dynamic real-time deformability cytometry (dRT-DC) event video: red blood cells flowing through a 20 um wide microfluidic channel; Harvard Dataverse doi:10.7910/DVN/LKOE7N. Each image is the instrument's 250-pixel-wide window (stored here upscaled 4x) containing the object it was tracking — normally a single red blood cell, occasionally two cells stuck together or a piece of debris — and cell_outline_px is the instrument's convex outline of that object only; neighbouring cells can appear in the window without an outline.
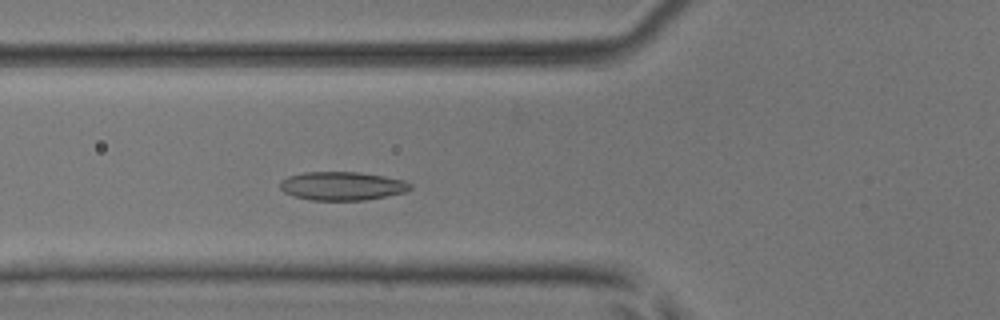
{"species": "common noctule bat (a hibernating species)", "species_latin": "Nyctalus noctula", "temperature_condition": "room temperature", "stored_images_in_passage": 47, "camera_frame_rate_fps": 3000, "um_per_image_px": 0.085, "animal": {"sex": "male", "body_mass_g": 17.9, "forearm_length_mm": 54.2}, "frame": {"image": 1, "passage_image": 15, "time_ms": 4.667, "image_size_px": [1000, 320], "cell_outline_px": [[412, 188], [404, 192], [364, 200], [312, 200], [296, 196], [284, 192], [280, 188], [280, 180], [288, 176], [304, 172], [360, 172], [384, 176], [404, 180], [412, 184]], "centroid_in_image_um": [29.08, 15.8], "position_along_channel_um": 96.7, "area_um2": 21.56}}
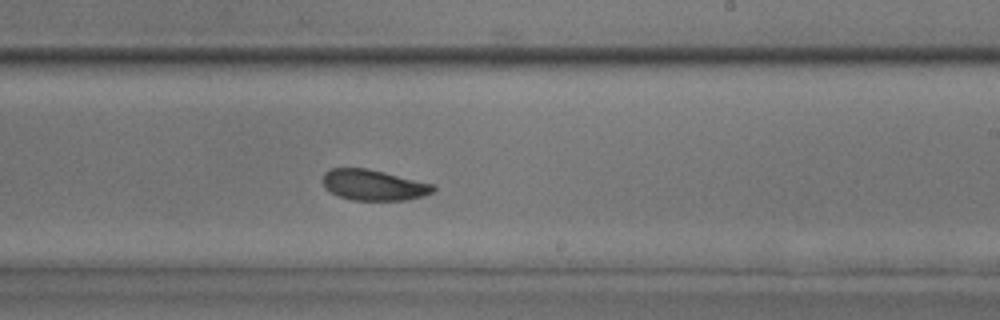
{"frame": {"image": 2, "passage_image": 27, "time_ms": 8.667, "image_size_px": [1000, 320], "cell_outline_px": [[436, 188], [432, 192], [424, 196], [404, 200], [352, 200], [336, 196], [324, 188], [324, 172], [332, 168], [368, 168], [436, 184]], "centroid_in_image_um": [31.77, 15.73], "position_along_channel_um": 257.2, "area_um2": 20.0}}
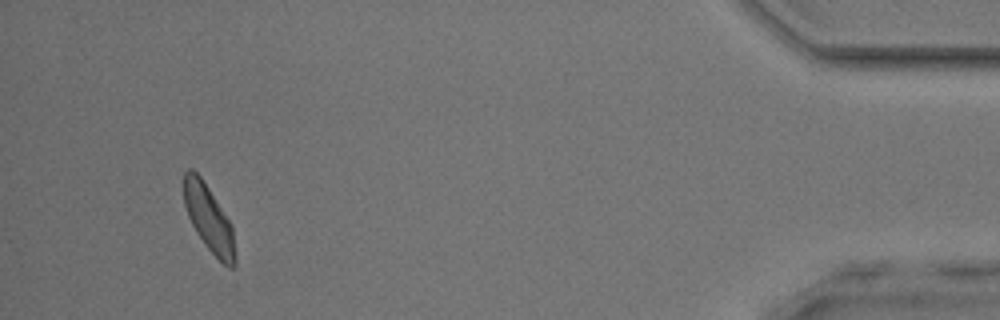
{"frame": {"image": 3, "passage_image": 44, "time_ms": 14.333, "image_size_px": [1000, 320], "cell_outline_px": [[236, 264], [232, 268], [228, 268], [208, 248], [196, 232], [188, 216], [184, 204], [184, 172], [188, 168], [192, 168], [200, 176], [232, 224], [236, 260]], "centroid_in_image_um": [17.75, 18.58], "position_along_channel_um": 417.4, "area_um2": 19.59}, "authors_computed_cell_mechanics": {"area_um2": 20.1722, "velocity_mm_per_s": 4.0294, "shape_relaxation_time_tau1_ms": 3.4298, "shape_relaxation_time_tau2_ms": 9.8126, "deformation_change_tau1": 0.094, "deformation_change_tau2": 0.1468}}